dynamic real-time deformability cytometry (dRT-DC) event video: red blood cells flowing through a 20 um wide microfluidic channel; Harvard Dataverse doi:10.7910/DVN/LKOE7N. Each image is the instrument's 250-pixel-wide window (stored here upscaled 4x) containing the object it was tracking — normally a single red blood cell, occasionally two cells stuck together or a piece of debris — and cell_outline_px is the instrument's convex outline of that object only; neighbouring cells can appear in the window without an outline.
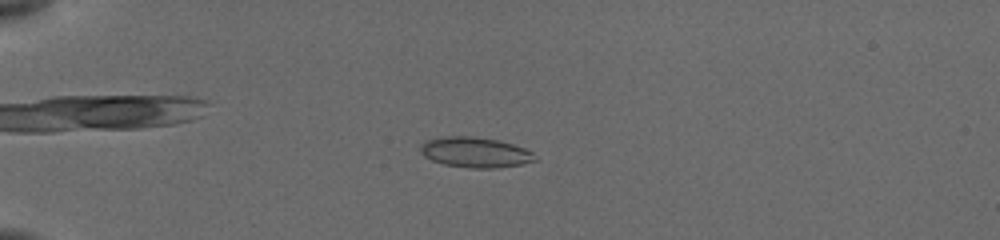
{"species": "common noctule bat (a hibernating species)", "species_latin": "Nyctalus noctula", "temperature_condition": "cold", "stored_images_in_passage": 17, "camera_frame_rate_fps": 3000, "um_per_image_px": 0.085, "animal": {"sex": "female", "body_mass_g": 19.5, "forearm_length_mm": 54.1}, "frame": {"image": 1, "passage_image": 11, "time_ms": 3.667, "image_size_px": [1000, 240], "cell_outline_px": [[536, 160], [520, 164], [496, 168], [468, 168], [444, 164], [432, 160], [424, 156], [420, 152], [420, 148], [428, 140], [444, 136], [472, 136], [496, 140], [512, 144], [524, 148], [532, 152]], "centroid_in_image_um": [40.38, 12.95], "position_along_channel_um": 44.6, "area_um2": 19.94}}